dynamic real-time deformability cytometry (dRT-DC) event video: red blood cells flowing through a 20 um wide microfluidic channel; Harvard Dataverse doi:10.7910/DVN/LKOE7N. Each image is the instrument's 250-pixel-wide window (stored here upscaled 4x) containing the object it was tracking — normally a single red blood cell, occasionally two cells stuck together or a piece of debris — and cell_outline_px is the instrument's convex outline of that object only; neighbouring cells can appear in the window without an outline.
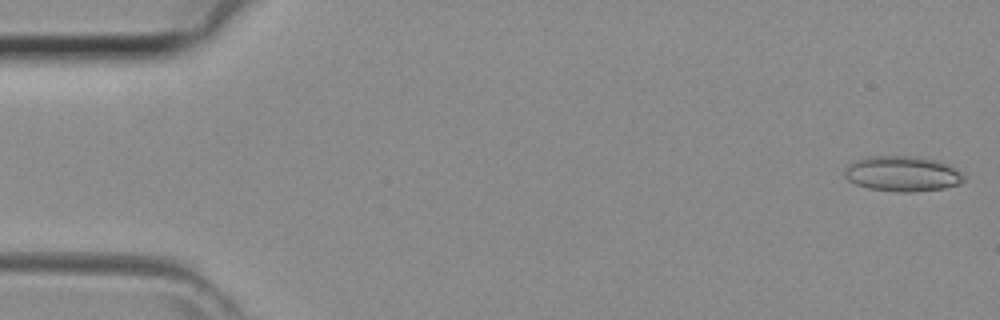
{"species": "common noctule bat (a hibernating species)", "species_latin": "Nyctalus noctula", "temperature_condition": "room temperature", "stored_images_in_passage": 43, "camera_frame_rate_fps": 3000, "um_per_image_px": 0.085, "animal": {"sex": "female", "body_mass_g": 29.2, "forearm_length_mm": 56.3}, "frame": {"image": 1, "passage_image": 1, "time_ms": 0.0, "image_size_px": [1000, 320], "cell_outline_px": [[964, 180], [960, 184], [944, 188], [912, 192], [896, 192], [868, 188], [856, 184], [848, 180], [844, 176], [844, 168], [848, 164], [856, 160], [868, 156], [920, 156], [940, 160], [956, 168], [964, 176]], "centroid_in_image_um": [76.71, 14.76], "position_along_channel_um": 8.3, "area_um2": 24.91}}
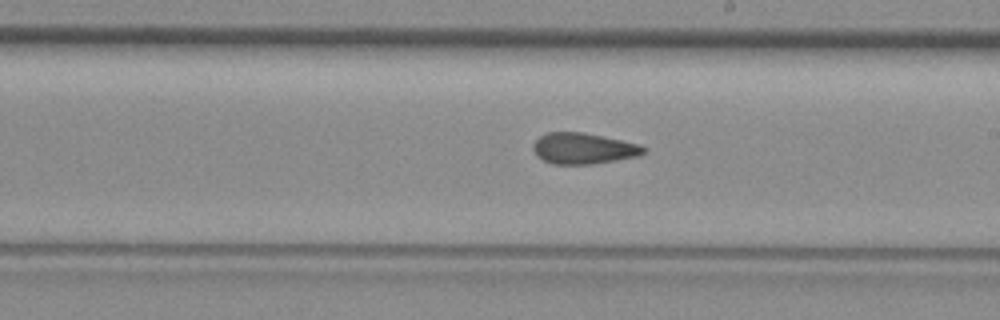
{"frame": {"image": 2, "passage_image": 24, "time_ms": 7.667, "image_size_px": [1000, 320], "cell_outline_px": [[648, 148], [644, 152], [636, 156], [592, 164], [552, 164], [536, 156], [532, 148], [532, 144], [540, 136], [548, 132], [584, 132], [640, 144]], "centroid_in_image_um": [49.56, 12.61], "position_along_channel_um": 239.4, "area_um2": 19.94}}
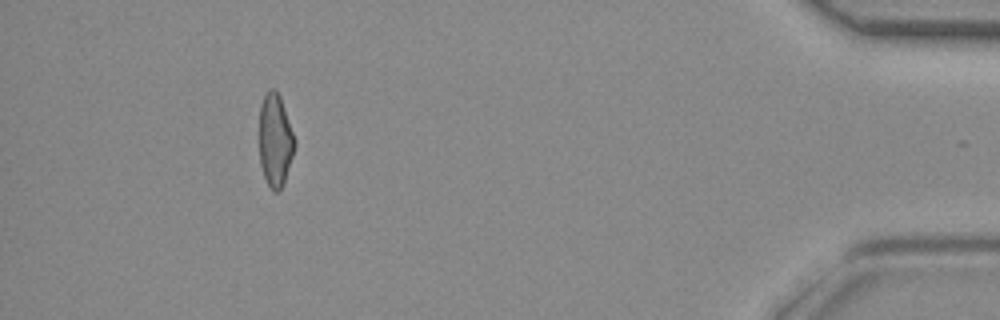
{"frame": {"image": 3, "passage_image": 39, "time_ms": 12.667, "image_size_px": [1000, 320], "cell_outline_px": [[296, 144], [284, 184], [276, 192], [272, 192], [264, 176], [260, 164], [260, 104], [264, 96], [272, 88], [276, 88], [280, 96], [296, 140]], "centroid_in_image_um": [23.4, 11.93], "position_along_channel_um": 411.8, "area_um2": 19.13}}